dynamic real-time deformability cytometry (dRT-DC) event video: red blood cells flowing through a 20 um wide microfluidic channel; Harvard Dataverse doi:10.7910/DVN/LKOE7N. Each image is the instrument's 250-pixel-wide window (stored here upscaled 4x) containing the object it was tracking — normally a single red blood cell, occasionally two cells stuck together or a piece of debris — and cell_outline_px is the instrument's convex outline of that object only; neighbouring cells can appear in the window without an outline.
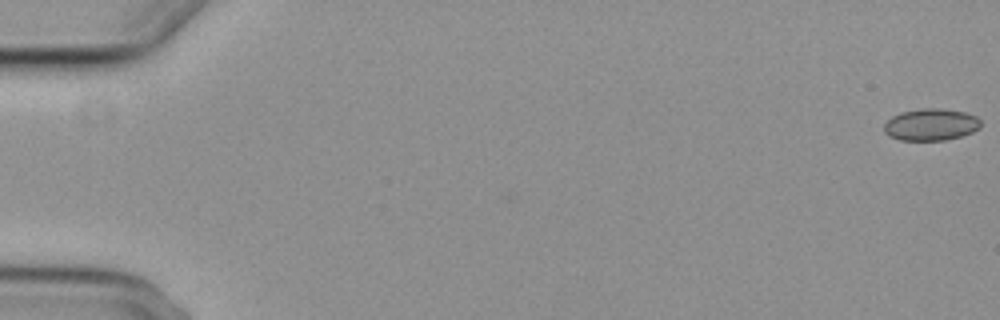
{"species": "common noctule bat (a hibernating species)", "species_latin": "Nyctalus noctula", "temperature_condition": "cold", "stored_images_in_passage": 13, "camera_frame_rate_fps": 3000, "um_per_image_px": 0.085, "animal": {"sex": "female", "body_mass_g": 29.2, "forearm_length_mm": 56.3}, "frame": {"image": 1, "passage_image": 1, "time_ms": 0.0, "image_size_px": [1000, 320], "cell_outline_px": [[980, 128], [972, 132], [960, 136], [944, 140], [900, 140], [888, 136], [884, 132], [884, 124], [892, 116], [900, 112], [924, 108], [940, 108], [964, 112], [976, 116], [980, 120]], "centroid_in_image_um": [79.11, 10.59], "position_along_channel_um": 5.9, "area_um2": 17.98}}